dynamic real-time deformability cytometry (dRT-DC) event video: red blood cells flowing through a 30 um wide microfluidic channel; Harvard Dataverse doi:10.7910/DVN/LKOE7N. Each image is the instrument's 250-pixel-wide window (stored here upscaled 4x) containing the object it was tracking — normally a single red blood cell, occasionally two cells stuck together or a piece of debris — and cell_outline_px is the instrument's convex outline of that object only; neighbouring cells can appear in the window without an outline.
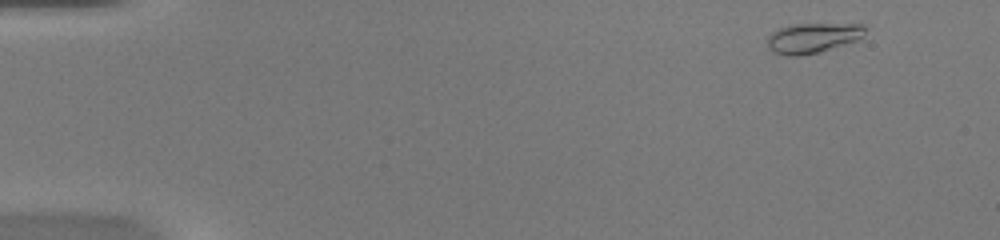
{"species": "common noctule bat (a hibernating species)", "species_latin": "Nyctalus noctula", "temperature_condition": "warm", "stored_images_in_passage": 49, "camera_frame_rate_fps": 3000, "um_per_image_px": 0.085, "animal": {"sex": "female", "body_mass_g": 20.0, "forearm_length_mm": 54.0}, "frame": {"image": 1, "passage_image": 2, "time_ms": 0.333, "image_size_px": [1000, 240], "cell_outline_px": [[868, 28], [856, 40], [820, 52], [800, 56], [788, 56], [772, 52], [768, 48], [768, 36], [772, 32], [780, 28], [792, 24], [860, 24]], "centroid_in_image_um": [69.04, 3.23], "position_along_channel_um": 16.0, "area_um2": 16.99}}
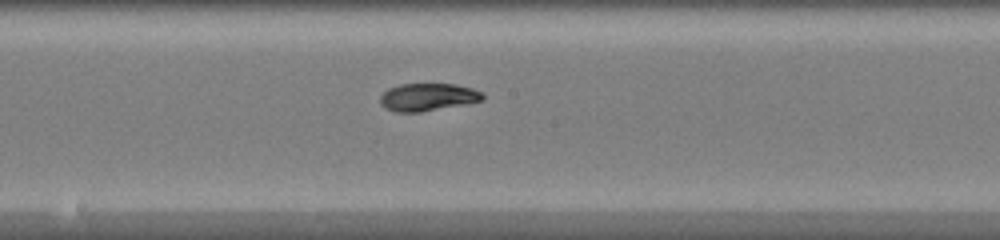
{"frame": {"image": 2, "passage_image": 26, "time_ms": 8.333, "image_size_px": [1000, 240], "cell_outline_px": [[484, 100], [464, 104], [420, 112], [396, 112], [384, 108], [380, 104], [380, 96], [388, 88], [400, 84], [456, 84], [472, 88], [484, 92]], "centroid_in_image_um": [36.36, 8.25], "position_along_channel_um": 211.8, "area_um2": 16.59}}
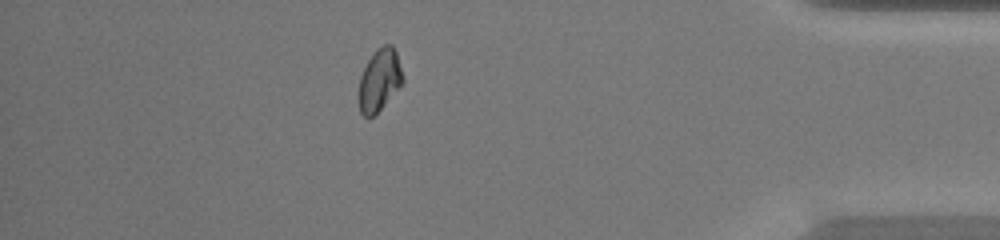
{"frame": {"image": 3, "passage_image": 43, "time_ms": 14.0, "image_size_px": [1000, 240], "cell_outline_px": [[404, 84], [372, 116], [364, 116], [360, 112], [360, 76], [368, 60], [376, 48], [384, 44], [392, 44], [396, 52], [404, 76]], "centroid_in_image_um": [32.3, 6.75], "position_along_channel_um": 402.9, "area_um2": 15.78}, "authors_computed_cell_mechanics": {"area_um2": 16.473, "velocity_mm_per_s": 4.0497, "shape_relaxation_time_tau1_ms": 9.3688, "shape_relaxation_time_tau2_ms": null, "deformation_change_tau1": 0.2855, "deformation_change_tau2": null}}